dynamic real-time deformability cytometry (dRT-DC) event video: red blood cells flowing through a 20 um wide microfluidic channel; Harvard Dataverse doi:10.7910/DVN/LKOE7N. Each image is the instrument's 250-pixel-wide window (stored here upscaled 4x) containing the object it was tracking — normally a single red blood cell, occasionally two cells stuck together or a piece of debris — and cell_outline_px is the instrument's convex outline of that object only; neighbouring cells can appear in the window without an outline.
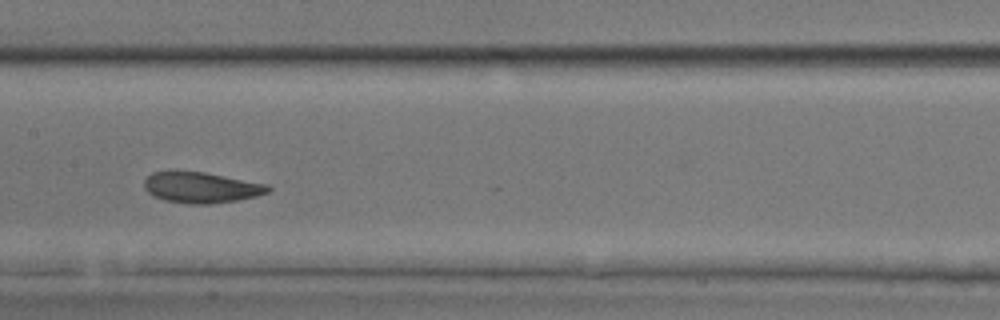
{"species": "common noctule bat (a hibernating species)", "species_latin": "Nyctalus noctula", "temperature_condition": "room temperature", "stored_images_in_passage": 35, "camera_frame_rate_fps": 3000, "um_per_image_px": 0.085, "animal": {"sex": "male", "body_mass_g": 17.9, "forearm_length_mm": 54.2}, "frame": {"image": 1, "passage_image": 11, "time_ms": 3.333, "image_size_px": [1000, 320], "cell_outline_px": [[272, 188], [268, 192], [256, 196], [236, 200], [212, 204], [188, 204], [164, 200], [152, 196], [144, 188], [144, 180], [152, 172], [204, 172], [268, 184]], "centroid_in_image_um": [17.1, 15.95], "position_along_channel_um": 190.3, "area_um2": 22.14}}
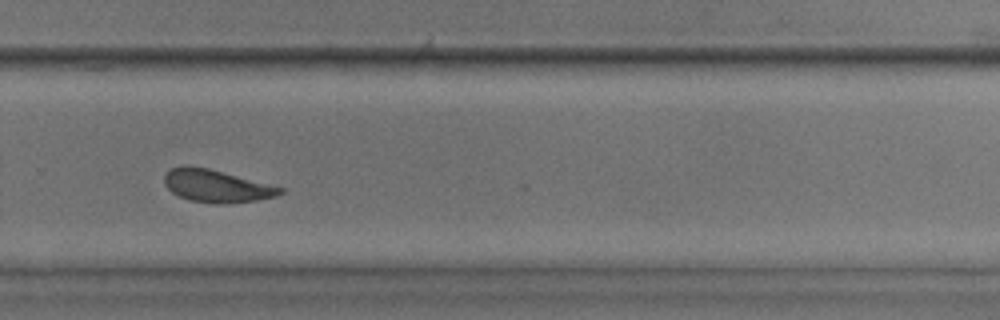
{"frame": {"image": 2, "passage_image": 20, "time_ms": 6.333, "image_size_px": [1000, 320], "cell_outline_px": [[284, 192], [276, 196], [256, 200], [224, 204], [216, 204], [188, 200], [172, 192], [164, 184], [164, 176], [172, 168], [184, 164], [188, 164], [208, 168], [284, 188]], "centroid_in_image_um": [18.37, 15.8], "position_along_channel_um": 311.4, "area_um2": 21.91}}
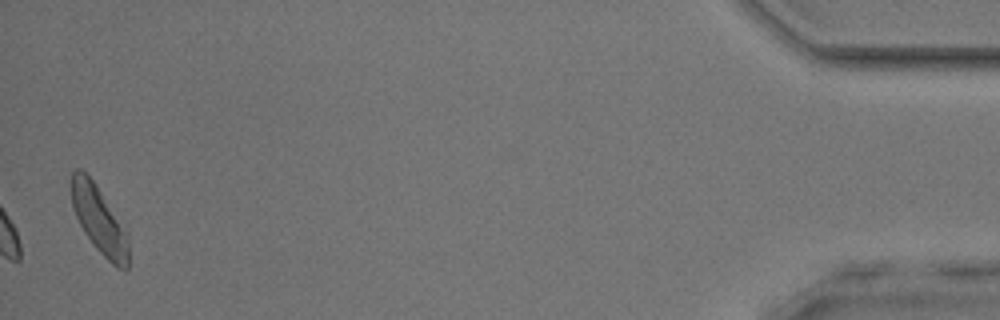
{"frame": {"image": 3, "passage_image": 35, "time_ms": 11.333, "image_size_px": [1000, 320], "cell_outline_px": [[128, 272], [124, 272], [116, 268], [96, 248], [84, 232], [72, 208], [68, 180], [72, 172], [76, 168], [80, 168], [96, 184], [128, 232]], "centroid_in_image_um": [8.41, 18.68], "position_along_channel_um": 426.8, "area_um2": 22.95}, "authors_computed_cell_mechanics": {"area_um2": 21.097, "velocity_mm_per_s": 4.0392, "shape_relaxation_time_tau1_ms": 4.6472, "shape_relaxation_time_tau2_ms": 3.1282, "deformation_change_tau1": 0.1212, "deformation_change_tau2": 0.0898}}